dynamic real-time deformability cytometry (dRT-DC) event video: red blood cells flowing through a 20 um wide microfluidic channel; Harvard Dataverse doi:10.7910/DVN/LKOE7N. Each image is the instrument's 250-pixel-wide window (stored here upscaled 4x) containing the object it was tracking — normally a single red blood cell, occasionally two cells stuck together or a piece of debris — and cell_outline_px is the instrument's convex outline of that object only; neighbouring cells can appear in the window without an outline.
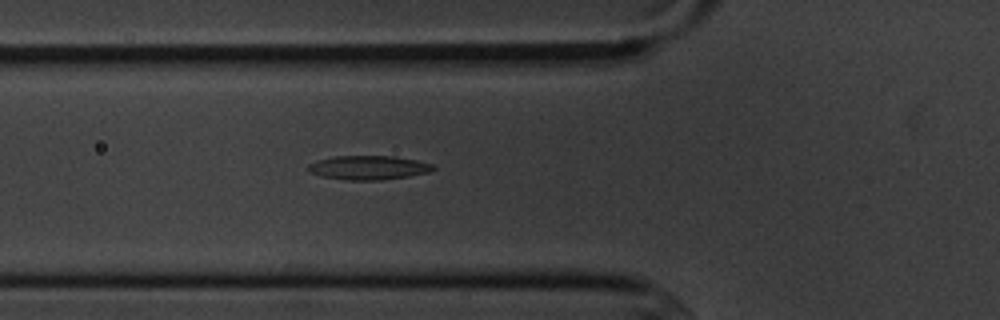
{"species": "common noctule bat (a hibernating species)", "species_latin": "Nyctalus noctula", "temperature_condition": "cold", "stored_images_in_passage": 5, "camera_frame_rate_fps": 3000, "um_per_image_px": 0.085, "animal": {"sex": "male", "body_mass_g": 20.1, "forearm_length_mm": 53.5}, "frame": {"image": 1, "passage_image": 5, "time_ms": 5.333, "image_size_px": [1000, 320], "cell_outline_px": [[436, 168], [428, 172], [408, 176], [384, 180], [344, 180], [320, 176], [308, 172], [308, 164], [316, 160], [332, 156], [396, 156], [416, 160], [432, 164]], "centroid_in_image_um": [31.27, 14.25], "position_along_channel_um": 94.5, "area_um2": 17.69}}